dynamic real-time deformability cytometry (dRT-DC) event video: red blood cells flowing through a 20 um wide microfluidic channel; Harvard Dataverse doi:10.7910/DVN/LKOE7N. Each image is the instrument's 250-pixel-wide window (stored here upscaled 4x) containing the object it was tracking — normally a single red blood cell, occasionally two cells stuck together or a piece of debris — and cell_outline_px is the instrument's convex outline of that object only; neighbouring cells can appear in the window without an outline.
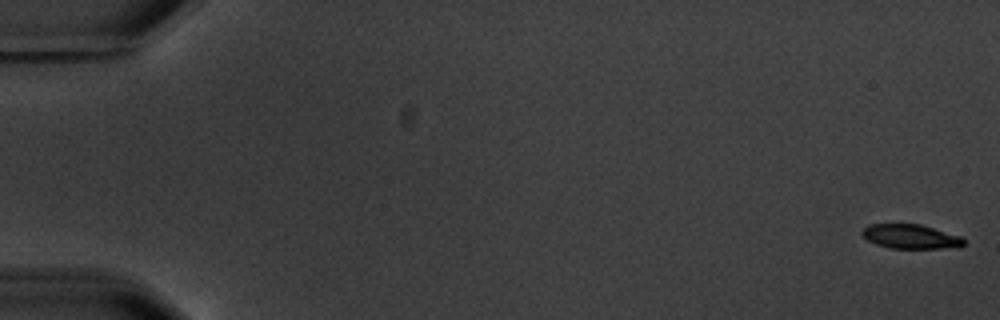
{"species": "common noctule bat (a hibernating species)", "species_latin": "Nyctalus noctula", "temperature_condition": "warm", "stored_images_in_passage": 6, "camera_frame_rate_fps": 3000, "um_per_image_px": 0.085, "animal": {"sex": "male", "body_mass_g": 20.1, "forearm_length_mm": 53.5}, "frame": {"image": 1, "passage_image": 1, "time_ms": 0.0, "image_size_px": [1000, 320], "cell_outline_px": [[964, 244], [960, 248], [888, 248], [876, 244], [868, 240], [860, 232], [868, 224], [920, 224], [960, 236], [964, 240]], "centroid_in_image_um": [77.41, 20.11], "position_along_channel_um": 7.6, "area_um2": 14.39}}
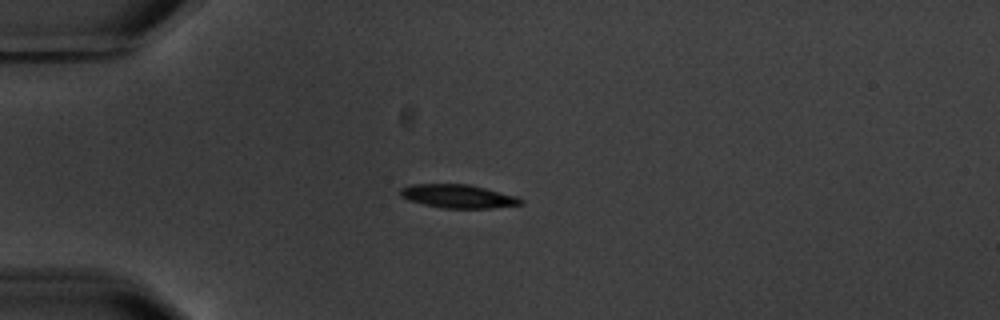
{"frame": {"image": 2, "passage_image": 5, "time_ms": 5.0, "image_size_px": [1000, 320], "cell_outline_px": [[524, 204], [492, 208], [444, 208], [424, 204], [408, 200], [400, 196], [400, 188], [412, 184], [468, 184], [516, 196], [524, 200]], "centroid_in_image_um": [38.94, 16.68], "position_along_channel_um": 46.1, "area_um2": 16.42}}